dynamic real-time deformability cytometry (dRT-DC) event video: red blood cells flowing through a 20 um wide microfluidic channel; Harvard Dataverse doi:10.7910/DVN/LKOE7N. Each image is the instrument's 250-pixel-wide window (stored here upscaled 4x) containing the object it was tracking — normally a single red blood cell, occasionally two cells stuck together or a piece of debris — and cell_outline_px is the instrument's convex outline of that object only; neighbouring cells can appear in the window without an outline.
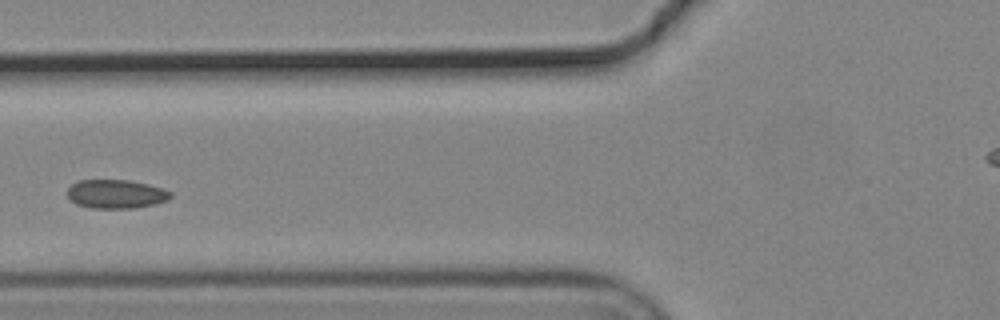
{"species": "common noctule bat (a hibernating species)", "species_latin": "Nyctalus noctula", "temperature_condition": "cold", "stored_images_in_passage": 4, "camera_frame_rate_fps": 3000, "um_per_image_px": 0.085, "animal": {"sex": "male", "body_mass_g": 19.2, "forearm_length_mm": 51.8}, "frame": {"image": 1, "passage_image": 4, "time_ms": 1.0, "image_size_px": [1000, 320], "cell_outline_px": [[172, 196], [168, 200], [156, 204], [136, 208], [92, 208], [76, 204], [68, 200], [68, 188], [72, 184], [80, 180], [128, 180], [148, 184], [172, 192]], "centroid_in_image_um": [9.86, 16.5], "position_along_channel_um": 115.9, "area_um2": 17.4}}